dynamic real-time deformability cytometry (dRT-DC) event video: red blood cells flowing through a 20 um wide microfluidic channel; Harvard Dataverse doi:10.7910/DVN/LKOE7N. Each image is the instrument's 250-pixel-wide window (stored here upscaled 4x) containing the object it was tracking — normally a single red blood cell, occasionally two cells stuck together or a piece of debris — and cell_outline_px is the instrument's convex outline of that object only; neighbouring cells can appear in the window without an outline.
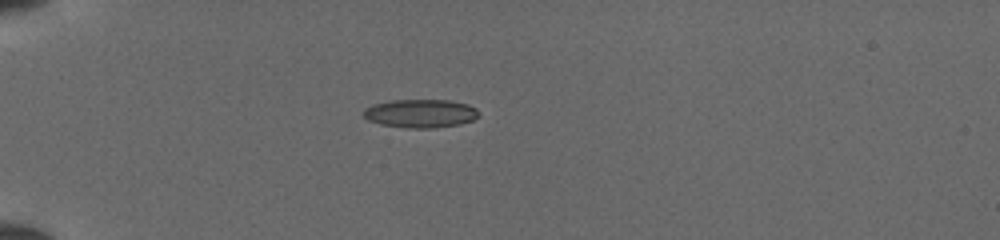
{"species": "common noctule bat (a hibernating species)", "species_latin": "Nyctalus noctula", "temperature_condition": "cold", "stored_images_in_passage": 36, "camera_frame_rate_fps": 3000, "um_per_image_px": 0.085, "animal": {"sex": "female", "body_mass_g": 19.5, "forearm_length_mm": 54.1}, "frame": {"image": 1, "passage_image": 1, "time_ms": 0.0, "image_size_px": [1000, 240], "cell_outline_px": [[480, 116], [472, 120], [460, 124], [432, 128], [408, 128], [380, 124], [368, 120], [364, 116], [364, 108], [372, 104], [392, 100], [448, 100], [468, 104], [476, 108], [480, 112]], "centroid_in_image_um": [35.76, 9.64], "position_along_channel_um": 49.2, "area_um2": 19.19}}
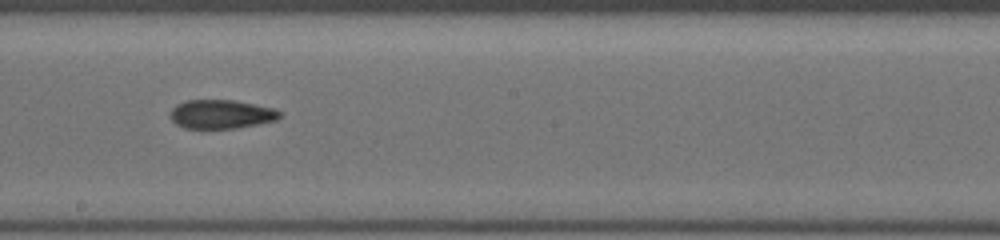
{"frame": {"image": 2, "passage_image": 16, "time_ms": 5.0, "image_size_px": [1000, 240], "cell_outline_px": [[280, 116], [276, 120], [236, 128], [184, 128], [176, 124], [168, 116], [168, 112], [176, 104], [184, 100], [232, 100], [276, 108], [280, 112]], "centroid_in_image_um": [18.74, 9.7], "position_along_channel_um": 229.5, "area_um2": 18.5}}
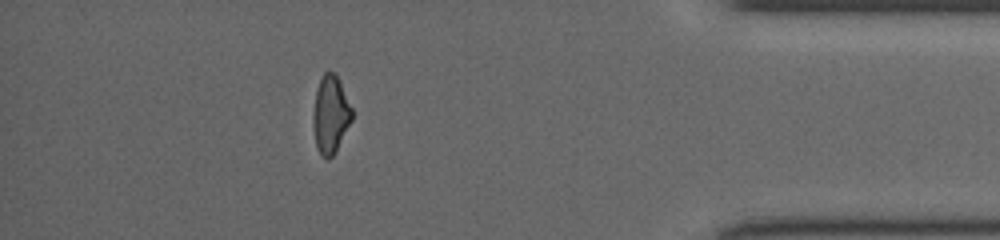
{"frame": {"image": 3, "passage_image": 31, "time_ms": 10.0, "image_size_px": [1000, 240], "cell_outline_px": [[352, 120], [336, 152], [328, 160], [320, 156], [316, 148], [312, 120], [312, 116], [316, 88], [324, 72], [336, 72], [352, 108]], "centroid_in_image_um": [28.08, 9.76], "position_along_channel_um": 407.1, "area_um2": 17.92}}